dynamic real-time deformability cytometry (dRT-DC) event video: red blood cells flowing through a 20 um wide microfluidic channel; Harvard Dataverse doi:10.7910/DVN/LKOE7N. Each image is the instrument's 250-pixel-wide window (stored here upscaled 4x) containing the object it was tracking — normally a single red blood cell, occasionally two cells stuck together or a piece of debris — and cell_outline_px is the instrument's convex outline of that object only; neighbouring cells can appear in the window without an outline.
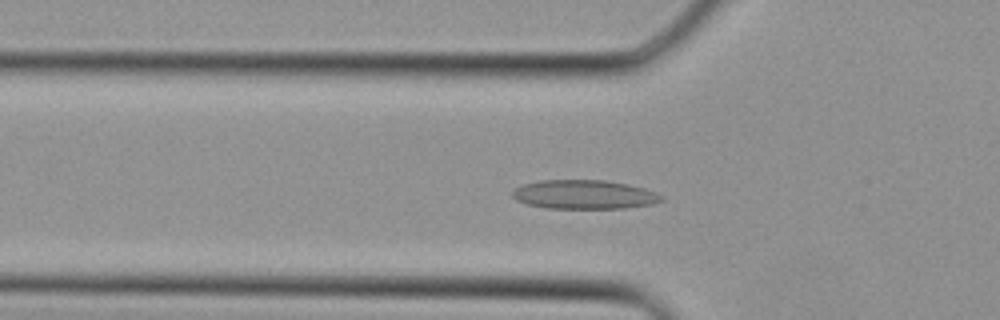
{"species": "Egyptian fruit bat (a non-hibernating species)", "species_latin": "Rousettus aegyptiacus", "temperature_condition": "cold", "stored_images_in_passage": 31, "camera_frame_rate_fps": 3000, "um_per_image_px": 0.085, "animal": {"sex": "female"}, "frame": {"image": 1, "passage_image": 7, "time_ms": 2.0, "image_size_px": [1000, 320], "cell_outline_px": [[664, 200], [652, 204], [624, 208], [548, 208], [528, 204], [516, 200], [512, 196], [512, 192], [516, 188], [524, 184], [540, 180], [604, 180], [628, 184], [644, 188], [656, 192], [664, 196]], "centroid_in_image_um": [49.69, 16.53], "position_along_channel_um": 76.1, "area_um2": 25.14}}
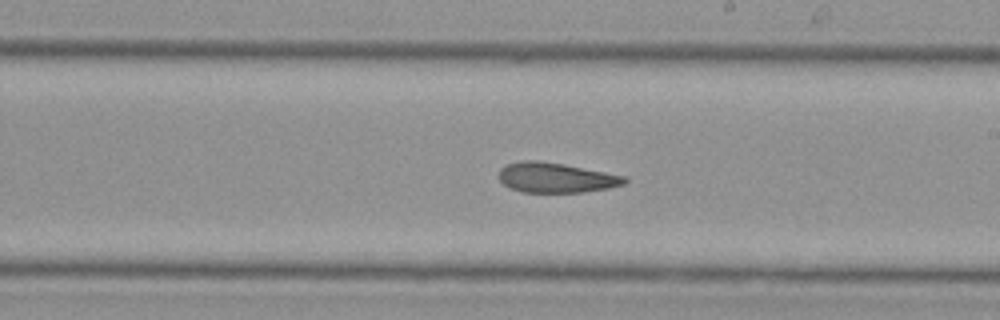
{"frame": {"image": 2, "passage_image": 16, "time_ms": 5.0, "image_size_px": [1000, 320], "cell_outline_px": [[628, 180], [624, 184], [608, 188], [584, 192], [520, 192], [508, 188], [500, 180], [500, 168], [508, 164], [520, 160], [536, 160], [564, 164], [628, 176]], "centroid_in_image_um": [47.27, 15.1], "position_along_channel_um": 241.7, "area_um2": 22.08}}
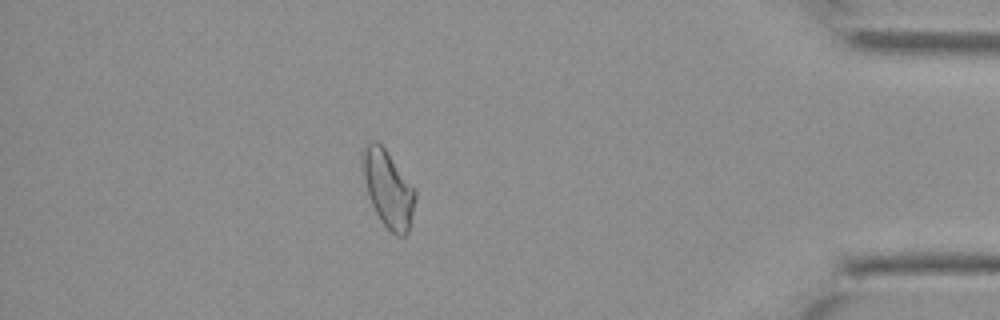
{"frame": {"image": 3, "passage_image": 27, "time_ms": 8.667, "image_size_px": [1000, 320], "cell_outline_px": [[416, 200], [408, 232], [404, 236], [396, 236], [380, 220], [368, 196], [360, 156], [364, 148], [372, 140], [376, 140], [384, 148], [416, 188]], "centroid_in_image_um": [33.0, 16.04], "position_along_channel_um": 402.2, "area_um2": 23.52}}